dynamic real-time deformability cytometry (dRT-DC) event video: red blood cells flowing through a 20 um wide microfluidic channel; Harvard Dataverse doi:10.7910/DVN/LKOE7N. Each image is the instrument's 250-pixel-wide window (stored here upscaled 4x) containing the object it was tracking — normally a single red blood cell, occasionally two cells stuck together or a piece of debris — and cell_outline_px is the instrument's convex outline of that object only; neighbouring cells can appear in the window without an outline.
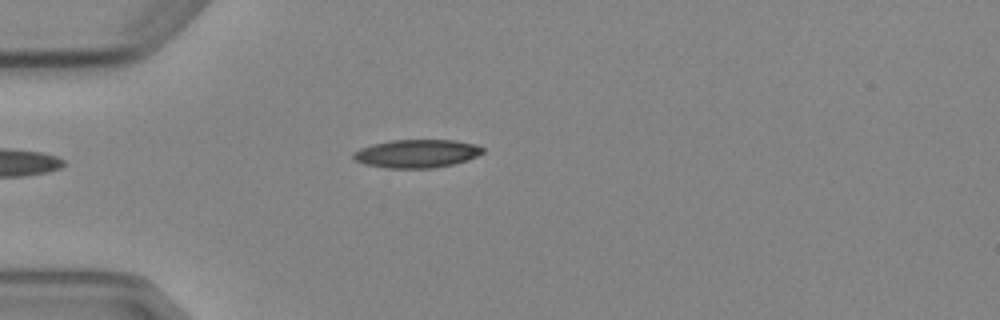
{"species": "Egyptian fruit bat (a non-hibernating species)", "species_latin": "Rousettus aegyptiacus", "temperature_condition": "cold", "stored_images_in_passage": 4, "camera_frame_rate_fps": 3000, "um_per_image_px": 0.085, "animal": {"sex": "female"}, "frame": {"image": 1, "passage_image": 4, "time_ms": 3.667, "image_size_px": [1000, 320], "cell_outline_px": [[484, 152], [468, 160], [452, 164], [432, 168], [388, 168], [364, 164], [352, 160], [352, 152], [360, 148], [372, 144], [392, 140], [456, 140], [476, 144], [484, 148]], "centroid_in_image_um": [35.4, 13.05], "position_along_channel_um": 49.6, "area_um2": 21.44}}